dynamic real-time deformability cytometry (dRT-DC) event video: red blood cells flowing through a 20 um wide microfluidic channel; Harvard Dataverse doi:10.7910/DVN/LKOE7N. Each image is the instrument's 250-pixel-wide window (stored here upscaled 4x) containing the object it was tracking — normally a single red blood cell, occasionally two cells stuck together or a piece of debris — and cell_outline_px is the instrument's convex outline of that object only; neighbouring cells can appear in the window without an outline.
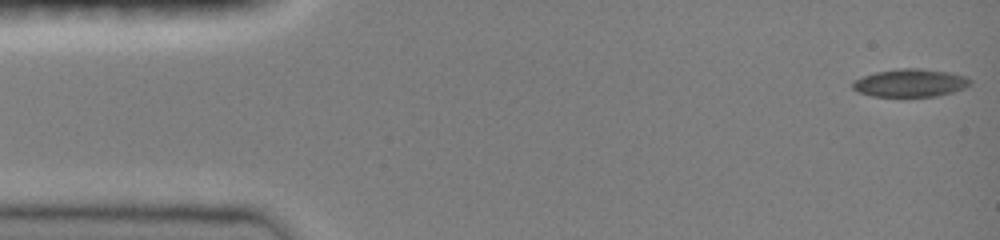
{"species": "common noctule bat (a hibernating species)", "species_latin": "Nyctalus noctula", "temperature_condition": "room temperature", "stored_images_in_passage": 17, "camera_frame_rate_fps": 3000, "um_per_image_px": 0.085, "animal": {"sex": "female", "body_mass_g": 19.0, "forearm_length_mm": 51.5}, "frame": {"image": 1, "passage_image": 1, "time_ms": 0.0, "image_size_px": [1000, 240], "cell_outline_px": [[972, 84], [964, 88], [952, 92], [936, 96], [872, 96], [860, 92], [852, 88], [852, 80], [876, 72], [900, 68], [920, 68], [948, 72], [964, 76], [972, 80]], "centroid_in_image_um": [77.38, 7.04], "position_along_channel_um": 7.6, "area_um2": 19.02}}
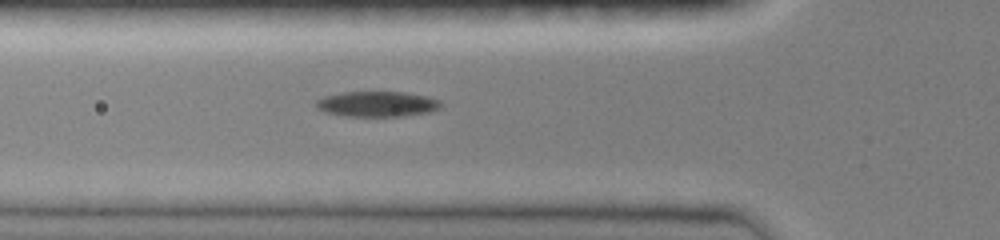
{"frame": {"image": 2, "passage_image": 14, "time_ms": 4.333, "image_size_px": [1000, 240], "cell_outline_px": [[444, 104], [440, 108], [432, 112], [404, 116], [348, 116], [324, 112], [316, 108], [316, 100], [324, 96], [340, 92], [404, 92], [428, 96], [440, 100]], "centroid_in_image_um": [32.1, 8.84], "position_along_channel_um": 93.7, "area_um2": 18.73}}
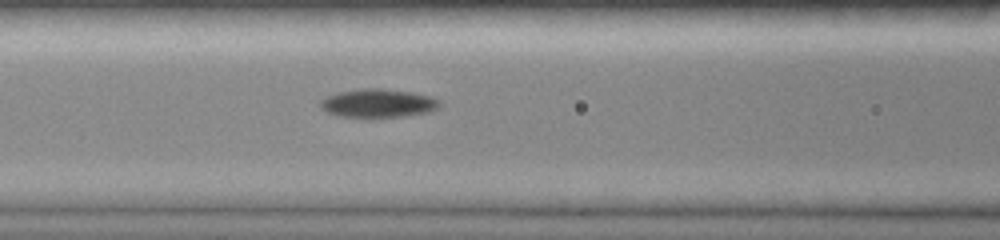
{"frame": {"image": 3, "passage_image": 17, "time_ms": 5.333, "image_size_px": [1000, 240], "cell_outline_px": [[440, 104], [436, 108], [428, 112], [404, 116], [372, 120], [340, 116], [328, 112], [320, 108], [320, 100], [336, 92], [364, 88], [380, 88], [408, 92], [432, 96], [440, 100]], "centroid_in_image_um": [32.1, 8.81], "position_along_channel_um": 134.5, "area_um2": 20.35}}